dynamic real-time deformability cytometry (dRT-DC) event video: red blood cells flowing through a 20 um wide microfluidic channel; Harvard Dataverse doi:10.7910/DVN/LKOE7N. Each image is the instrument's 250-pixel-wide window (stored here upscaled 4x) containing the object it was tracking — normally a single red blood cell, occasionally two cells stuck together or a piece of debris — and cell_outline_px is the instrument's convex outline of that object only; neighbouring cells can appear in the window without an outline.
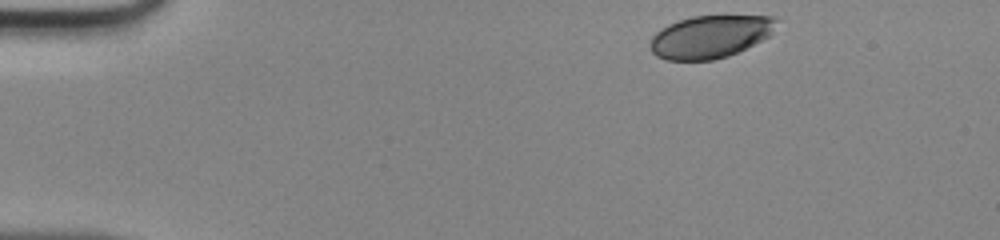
{"species": "human", "species_latin": "Homo sapiens", "temperature_condition": "room temperature", "stored_images_in_passage": 42, "camera_frame_rate_fps": 3000, "um_per_image_px": 0.085, "donor": {"sex": "male"}, "frame": {"image": 1, "passage_image": 1, "time_ms": 0.0, "image_size_px": [1000, 240], "cell_outline_px": [[780, 20], [768, 36], [728, 56], [712, 60], [668, 60], [656, 56], [652, 52], [648, 44], [652, 36], [656, 32], [668, 24], [692, 16], [772, 16]], "centroid_in_image_um": [60.32, 3.11], "position_along_channel_um": 24.7, "area_um2": 31.15}}
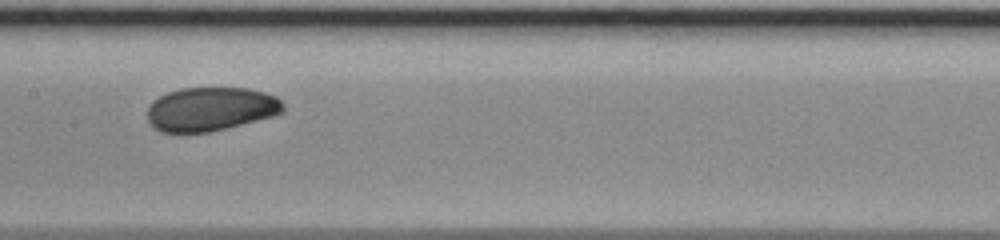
{"frame": {"image": 2, "passage_image": 19, "time_ms": 6.0, "image_size_px": [1000, 240], "cell_outline_px": [[284, 112], [272, 116], [228, 128], [208, 132], [160, 132], [152, 128], [148, 120], [148, 108], [152, 100], [168, 92], [180, 88], [248, 88], [264, 92], [276, 96], [284, 104]], "centroid_in_image_um": [17.9, 9.27], "position_along_channel_um": 189.5, "area_um2": 34.85}}
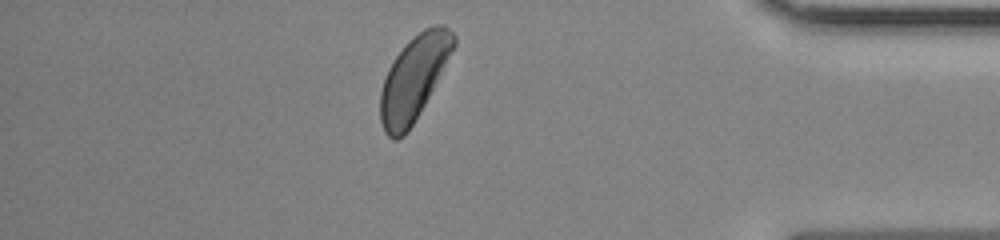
{"frame": {"image": 3, "passage_image": 36, "time_ms": 11.667, "image_size_px": [1000, 240], "cell_outline_px": [[456, 44], [420, 112], [404, 136], [396, 140], [392, 140], [384, 132], [380, 120], [380, 92], [388, 68], [396, 56], [424, 28], [436, 24], [444, 24], [456, 36]], "centroid_in_image_um": [35.16, 6.67], "position_along_channel_um": 400.0, "area_um2": 35.2}}